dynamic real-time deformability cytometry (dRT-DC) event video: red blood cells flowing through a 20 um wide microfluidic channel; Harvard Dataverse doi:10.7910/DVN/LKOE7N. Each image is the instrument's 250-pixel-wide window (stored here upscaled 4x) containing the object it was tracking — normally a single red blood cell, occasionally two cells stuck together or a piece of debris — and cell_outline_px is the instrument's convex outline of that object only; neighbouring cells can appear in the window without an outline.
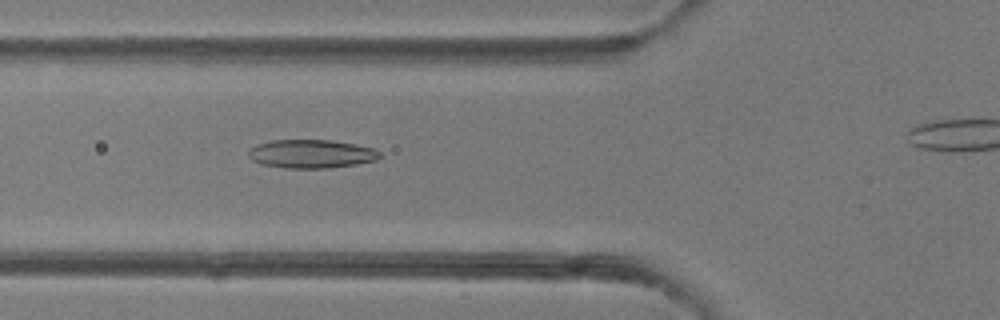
{"species": "common noctule bat (a hibernating species)", "species_latin": "Nyctalus noctula", "temperature_condition": "room temperature", "stored_images_in_passage": 31, "camera_frame_rate_fps": 3000, "um_per_image_px": 0.085, "animal": {"sex": "female"}, "frame": {"image": 1, "passage_image": 6, "time_ms": 1.667, "image_size_px": [1000, 320], "cell_outline_px": [[384, 156], [376, 160], [356, 164], [328, 168], [284, 168], [260, 164], [252, 160], [248, 156], [248, 148], [256, 144], [272, 140], [332, 140], [356, 144], [372, 148], [380, 152]], "centroid_in_image_um": [26.44, 13.08], "position_along_channel_um": 99.4, "area_um2": 22.08}}
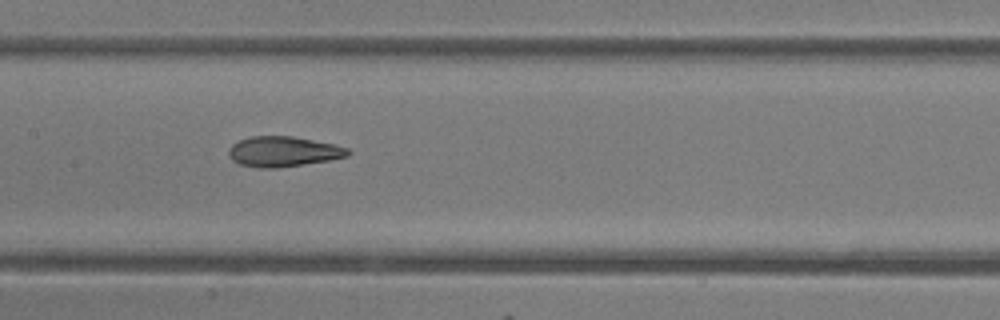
{"frame": {"image": 2, "passage_image": 12, "time_ms": 3.667, "image_size_px": [1000, 320], "cell_outline_px": [[352, 152], [348, 156], [328, 160], [304, 164], [276, 168], [260, 168], [240, 164], [232, 160], [228, 152], [228, 148], [232, 144], [240, 140], [252, 136], [292, 136], [336, 144], [348, 148]], "centroid_in_image_um": [24.09, 12.88], "position_along_channel_um": 183.3, "area_um2": 21.04}}
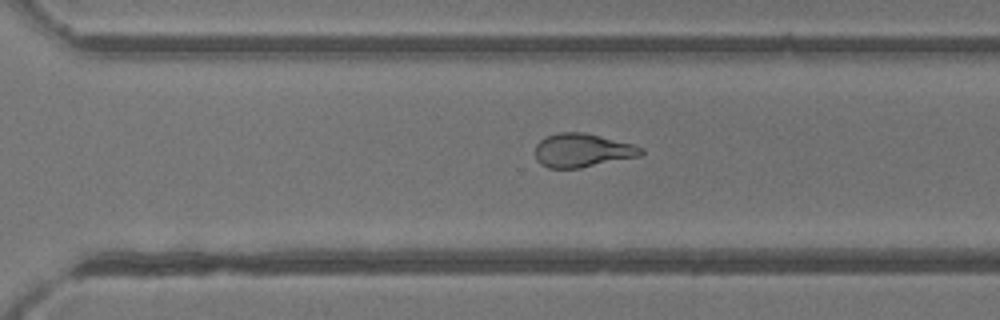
{"frame": {"image": 3, "passage_image": 22, "time_ms": 7.0, "image_size_px": [1000, 320], "cell_outline_px": [[644, 152], [640, 156], [580, 168], [548, 168], [540, 164], [536, 160], [536, 144], [540, 140], [548, 136], [560, 132], [584, 132], [632, 144], [644, 148]], "centroid_in_image_um": [49.49, 12.79], "position_along_channel_um": 321.1, "area_um2": 20.69}, "authors_computed_cell_mechanics": {"area_um2": 21.6172, "velocity_mm_per_s": 4.145, "shape_relaxation_time_tau1_ms": null, "shape_relaxation_time_tau2_ms": 1.9834, "deformation_change_tau1": null, "deformation_change_tau2": 0.0947}}